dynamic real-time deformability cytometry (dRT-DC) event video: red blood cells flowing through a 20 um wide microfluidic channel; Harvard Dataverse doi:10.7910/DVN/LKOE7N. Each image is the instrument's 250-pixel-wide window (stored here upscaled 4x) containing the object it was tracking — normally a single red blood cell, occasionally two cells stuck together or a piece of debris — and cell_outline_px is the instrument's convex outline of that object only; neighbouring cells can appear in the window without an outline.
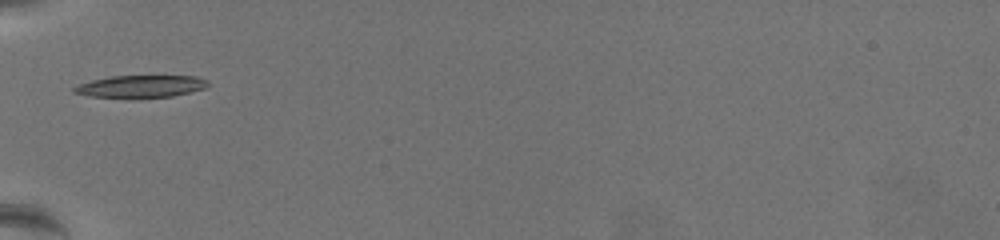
{"species": "common noctule bat (a hibernating species)", "species_latin": "Nyctalus noctula", "temperature_condition": "warm", "stored_images_in_passage": 39, "camera_frame_rate_fps": 3000, "um_per_image_px": 0.085, "animal": {"sex": "female", "body_mass_g": 19.5, "forearm_length_mm": 54.1}, "frame": {"image": 1, "passage_image": 1, "time_ms": 0.0, "image_size_px": [1000, 240], "cell_outline_px": [[208, 84], [204, 88], [172, 96], [88, 96], [72, 92], [72, 88], [80, 84], [92, 80], [112, 76], [196, 76], [208, 80]], "centroid_in_image_um": [11.96, 7.31], "position_along_channel_um": 73.0, "area_um2": 16.65}}
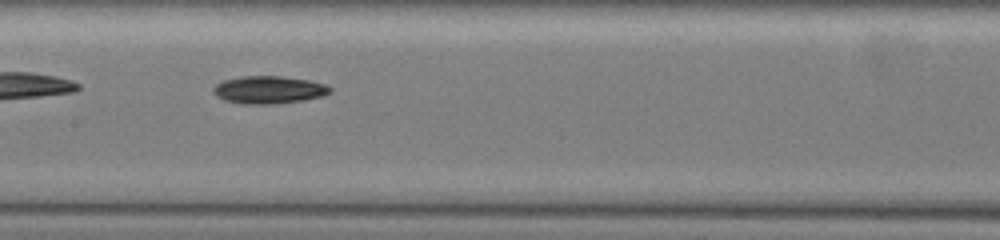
{"frame": {"image": 2, "passage_image": 11, "time_ms": 3.333, "image_size_px": [1000, 240], "cell_outline_px": [[332, 92], [320, 96], [304, 100], [272, 104], [240, 104], [224, 100], [216, 96], [212, 92], [212, 88], [216, 84], [224, 80], [244, 76], [284, 76], [308, 80], [324, 84], [332, 88]], "centroid_in_image_um": [22.82, 7.64], "position_along_channel_um": 184.6, "area_um2": 18.84}}
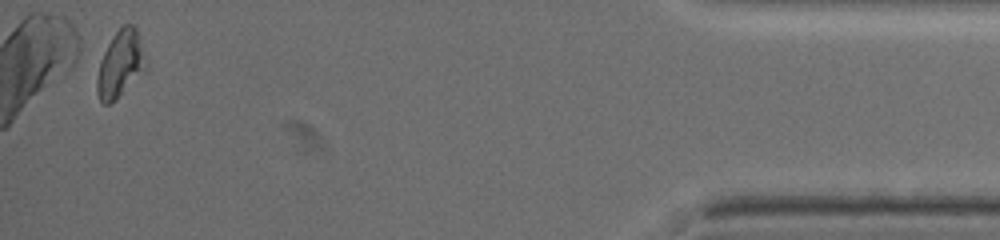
{"frame": {"image": 3, "passage_image": 38, "time_ms": 12.333, "image_size_px": [1000, 240], "cell_outline_px": [[148, 64], [116, 100], [108, 104], [104, 104], [100, 100], [96, 92], [96, 80], [100, 60], [112, 36], [124, 24], [132, 24], [136, 28]], "centroid_in_image_um": [10.2, 5.44], "position_along_channel_um": 425.0, "area_um2": 18.67}, "authors_computed_cell_mechanics": {"area_um2": 17.9758, "velocity_mm_per_s": 3.4194, "shape_relaxation_time_tau1_ms": 5.0206, "shape_relaxation_time_tau2_ms": null, "deformation_change_tau1": 0.1517, "deformation_change_tau2": null}}